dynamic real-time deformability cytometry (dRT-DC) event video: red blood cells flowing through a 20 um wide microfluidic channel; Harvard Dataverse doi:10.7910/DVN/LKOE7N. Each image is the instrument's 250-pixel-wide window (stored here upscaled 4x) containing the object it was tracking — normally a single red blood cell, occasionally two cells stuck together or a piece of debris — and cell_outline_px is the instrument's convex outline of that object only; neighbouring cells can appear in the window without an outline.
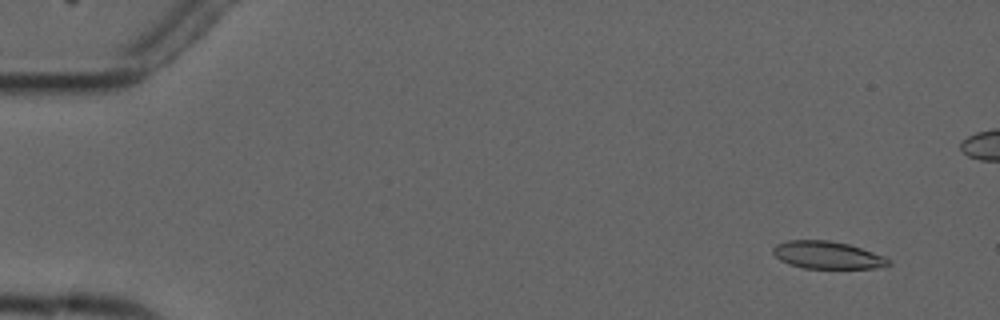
{"species": "common noctule bat (a hibernating species)", "species_latin": "Nyctalus noctula", "temperature_condition": "cold", "stored_images_in_passage": 7, "camera_frame_rate_fps": 3000, "um_per_image_px": 0.085, "animal": {"sex": "male", "forearm_length_mm": 52.5}, "frame": {"image": 1, "passage_image": 1, "time_ms": 0.0, "image_size_px": [1000, 320], "cell_outline_px": [[892, 264], [888, 268], [804, 268], [788, 264], [780, 260], [772, 252], [772, 248], [776, 244], [788, 240], [828, 240], [848, 244], [884, 256], [892, 260]], "centroid_in_image_um": [70.36, 21.69], "position_along_channel_um": 14.6, "area_um2": 18.67}}
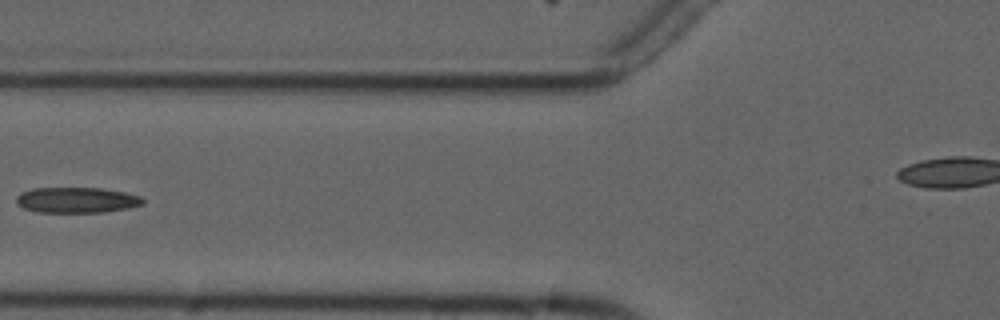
{"frame": {"image": 2, "passage_image": 6, "time_ms": 6.0, "image_size_px": [1000, 320], "cell_outline_px": [[144, 204], [128, 208], [104, 212], [36, 212], [24, 208], [16, 204], [16, 196], [20, 192], [32, 188], [100, 188], [124, 192], [140, 196], [144, 200]], "centroid_in_image_um": [6.49, 17.0], "position_along_channel_um": 119.3, "area_um2": 18.96}}
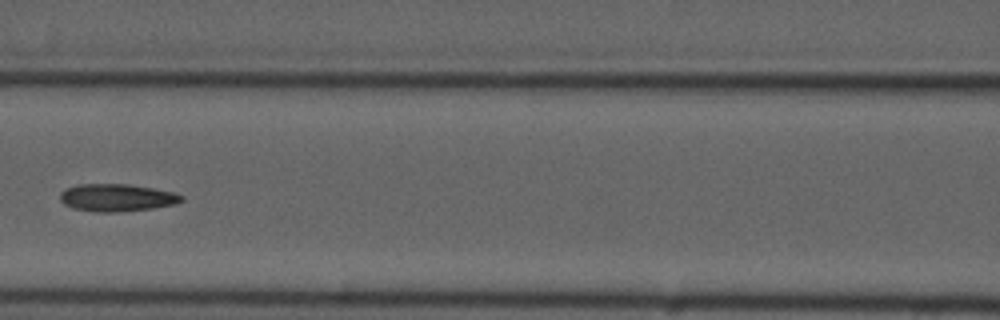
{"frame": {"image": 3, "passage_image": 7, "time_ms": 7.0, "image_size_px": [1000, 320], "cell_outline_px": [[184, 200], [176, 204], [152, 208], [116, 212], [96, 212], [72, 208], [64, 204], [60, 200], [60, 192], [76, 184], [128, 184], [152, 188], [172, 192], [184, 196]], "centroid_in_image_um": [9.92, 16.8], "position_along_channel_um": 156.7, "area_um2": 19.42}}